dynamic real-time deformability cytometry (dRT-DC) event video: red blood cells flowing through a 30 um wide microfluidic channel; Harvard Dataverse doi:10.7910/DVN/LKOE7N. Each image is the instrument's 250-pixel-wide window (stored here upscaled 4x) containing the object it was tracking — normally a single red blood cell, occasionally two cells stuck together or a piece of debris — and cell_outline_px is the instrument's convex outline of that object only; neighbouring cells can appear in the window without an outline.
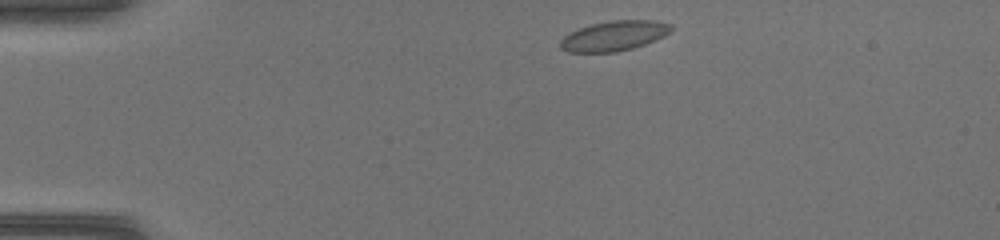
{"species": "common noctule bat (a hibernating species)", "species_latin": "Nyctalus noctula", "temperature_condition": "warm", "stored_images_in_passage": 38, "camera_frame_rate_fps": 3000, "um_per_image_px": 0.085, "animal": {"sex": "female", "body_mass_g": 17.0, "forearm_length_mm": 48.0}, "frame": {"image": 1, "passage_image": 1, "time_ms": 0.0, "image_size_px": [1000, 240], "cell_outline_px": [[672, 28], [664, 36], [644, 44], [632, 48], [616, 52], [568, 52], [560, 48], [560, 40], [564, 36], [580, 28], [592, 24], [616, 20], [652, 20], [672, 24]], "centroid_in_image_um": [52.19, 3.05], "position_along_channel_um": 32.8, "area_um2": 19.07}}
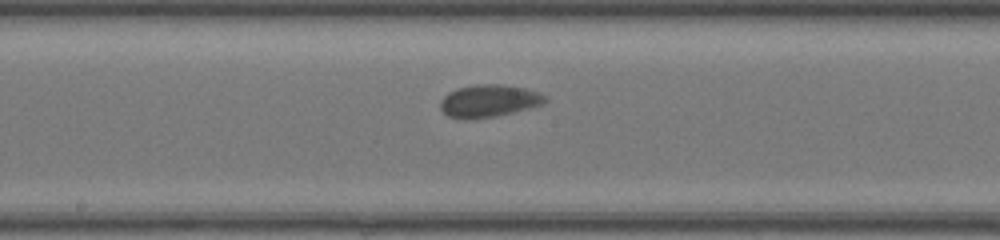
{"frame": {"image": 2, "passage_image": 17, "time_ms": 5.333, "image_size_px": [1000, 240], "cell_outline_px": [[548, 100], [540, 104], [528, 108], [496, 116], [464, 120], [448, 116], [440, 108], [440, 100], [448, 92], [456, 88], [472, 84], [500, 84], [524, 88], [540, 92]], "centroid_in_image_um": [41.5, 8.57], "position_along_channel_um": 206.7, "area_um2": 19.83}}
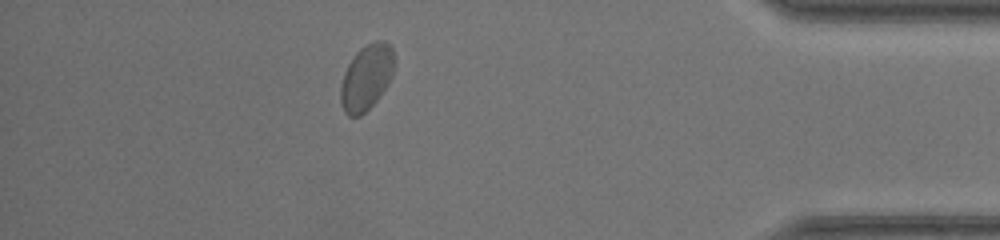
{"frame": {"image": 3, "passage_image": 33, "time_ms": 10.667, "image_size_px": [1000, 240], "cell_outline_px": [[392, 76], [388, 84], [376, 100], [360, 116], [348, 116], [344, 112], [340, 104], [340, 88], [344, 72], [348, 64], [356, 52], [360, 48], [376, 40], [384, 40], [392, 48]], "centroid_in_image_um": [31.11, 6.59], "position_along_channel_um": 404.1, "area_um2": 20.23}}